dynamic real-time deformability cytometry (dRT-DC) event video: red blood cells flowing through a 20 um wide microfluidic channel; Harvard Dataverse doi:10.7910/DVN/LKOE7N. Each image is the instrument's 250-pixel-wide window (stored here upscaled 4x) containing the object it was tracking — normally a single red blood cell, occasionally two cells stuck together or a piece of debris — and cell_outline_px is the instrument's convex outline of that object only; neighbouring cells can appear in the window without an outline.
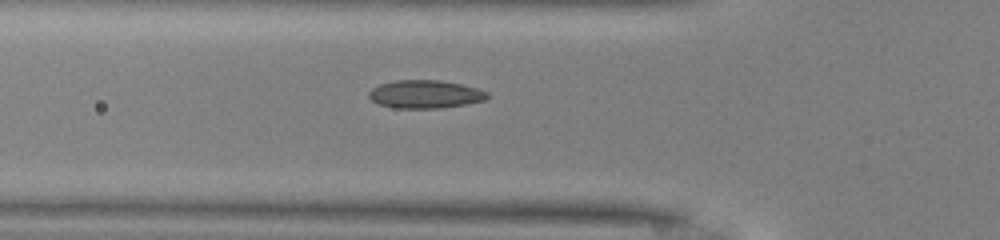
{"species": "common noctule bat (a hibernating species)", "species_latin": "Nyctalus noctula", "temperature_condition": "warm", "stored_images_in_passage": 34, "camera_frame_rate_fps": 3000, "um_per_image_px": 0.085, "animal": {"sex": "male", "body_mass_g": 13.0, "forearm_length_mm": 53.1}, "frame": {"image": 1, "passage_image": 2, "time_ms": 0.333, "image_size_px": [1000, 240], "cell_outline_px": [[488, 96], [484, 100], [464, 104], [440, 108], [396, 108], [376, 104], [368, 96], [368, 92], [372, 88], [380, 84], [396, 80], [440, 80], [460, 84], [476, 88], [488, 92]], "centroid_in_image_um": [36.09, 8.01], "position_along_channel_um": 89.7, "area_um2": 19.31}}
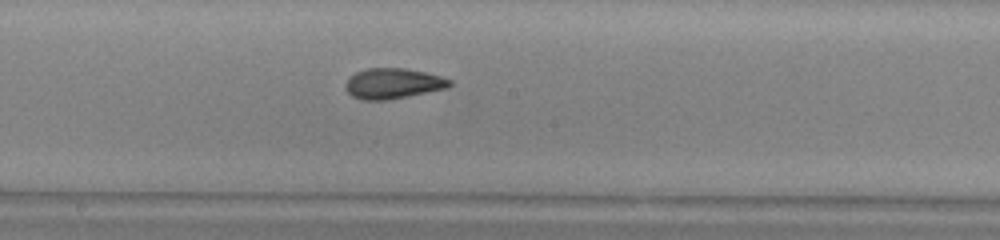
{"frame": {"image": 2, "passage_image": 11, "time_ms": 3.333, "image_size_px": [1000, 240], "cell_outline_px": [[452, 84], [444, 88], [408, 96], [388, 100], [360, 100], [352, 96], [344, 88], [348, 80], [356, 72], [368, 68], [404, 68], [424, 72], [440, 76], [452, 80]], "centroid_in_image_um": [33.38, 7.1], "position_along_channel_um": 214.8, "area_um2": 18.26}}
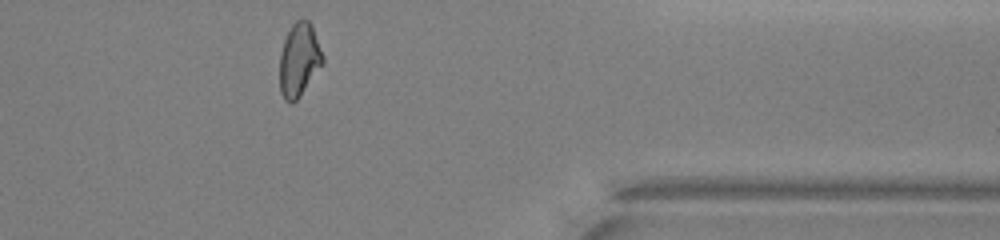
{"frame": {"image": 3, "passage_image": 25, "time_ms": 8.0, "image_size_px": [1000, 240], "cell_outline_px": [[324, 64], [300, 96], [292, 104], [284, 100], [280, 92], [280, 56], [284, 40], [292, 24], [296, 20], [308, 20], [312, 24], [324, 56]], "centroid_in_image_um": [25.45, 5.1], "position_along_channel_um": 386.0, "area_um2": 18.61}}